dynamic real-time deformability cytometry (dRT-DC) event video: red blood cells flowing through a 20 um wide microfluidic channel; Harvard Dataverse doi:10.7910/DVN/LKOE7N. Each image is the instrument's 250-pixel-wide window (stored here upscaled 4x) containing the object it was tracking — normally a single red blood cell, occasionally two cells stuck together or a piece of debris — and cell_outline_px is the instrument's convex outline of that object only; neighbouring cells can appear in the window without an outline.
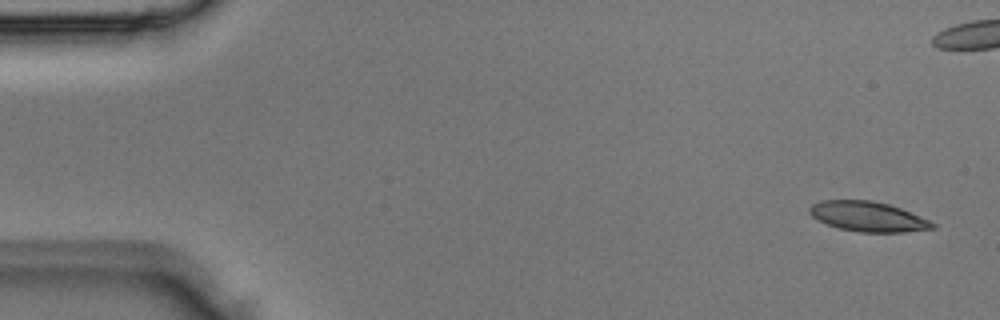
{"species": "Egyptian fruit bat (a non-hibernating species)", "species_latin": "Rousettus aegyptiacus", "temperature_condition": "room temperature", "stored_images_in_passage": 5, "camera_frame_rate_fps": 3000, "um_per_image_px": 0.085, "animal": {"sex": "male"}, "frame": {"image": 1, "passage_image": 1, "time_ms": 0.0, "image_size_px": [1000, 320], "cell_outline_px": [[936, 228], [904, 232], [860, 232], [840, 228], [828, 224], [812, 216], [808, 212], [808, 208], [812, 204], [820, 200], [872, 200], [888, 204], [900, 208], [928, 220], [936, 224]], "centroid_in_image_um": [73.76, 18.4], "position_along_channel_um": 11.2, "area_um2": 21.27}}
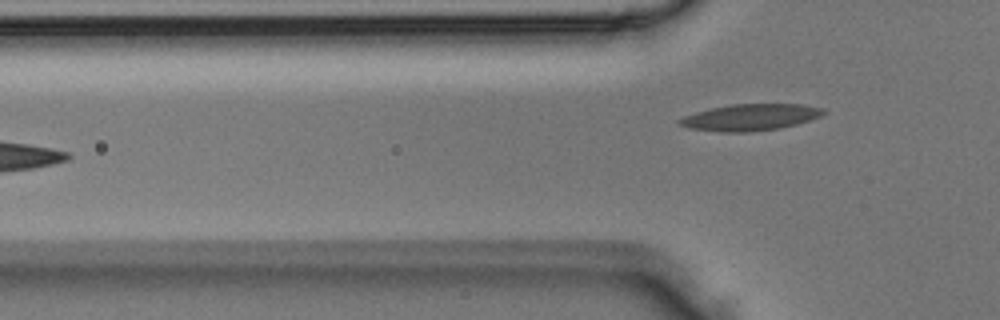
{"frame": {"image": 2, "passage_image": 5, "time_ms": 1.333, "image_size_px": [1000, 320], "cell_outline_px": [[828, 112], [820, 116], [796, 124], [780, 128], [748, 132], [720, 132], [688, 128], [676, 124], [676, 120], [684, 116], [696, 112], [712, 108], [732, 104], [800, 104], [824, 108]], "centroid_in_image_um": [63.75, 9.97], "position_along_channel_um": 62.1, "area_um2": 22.31}}